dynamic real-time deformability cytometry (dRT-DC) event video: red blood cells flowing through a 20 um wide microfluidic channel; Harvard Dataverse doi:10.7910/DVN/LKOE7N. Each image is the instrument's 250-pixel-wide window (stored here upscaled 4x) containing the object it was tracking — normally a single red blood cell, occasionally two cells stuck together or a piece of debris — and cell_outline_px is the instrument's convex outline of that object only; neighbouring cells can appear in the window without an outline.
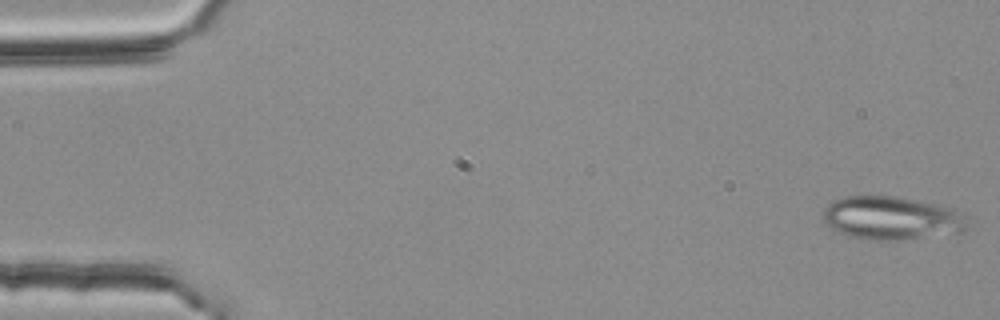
{"species": "common noctule bat (a hibernating species)", "species_latin": "Nyctalus noctula", "temperature_condition": "room temperature", "stored_images_in_passage": 53, "camera_frame_rate_fps": 3000, "um_per_image_px": 0.085, "animal": {"sex": "female", "body_mass_g": 25.1}, "frame": {"image": 1, "passage_image": 1, "time_ms": 0.0, "image_size_px": [1000, 320], "cell_outline_px": [[964, 232], [900, 240], [868, 240], [848, 236], [832, 228], [824, 220], [824, 208], [832, 200], [844, 196], [896, 196], [936, 204], [948, 208], [956, 212], [960, 216], [964, 228]], "centroid_in_image_um": [75.68, 18.54], "position_along_channel_um": 9.3, "area_um2": 35.78}}
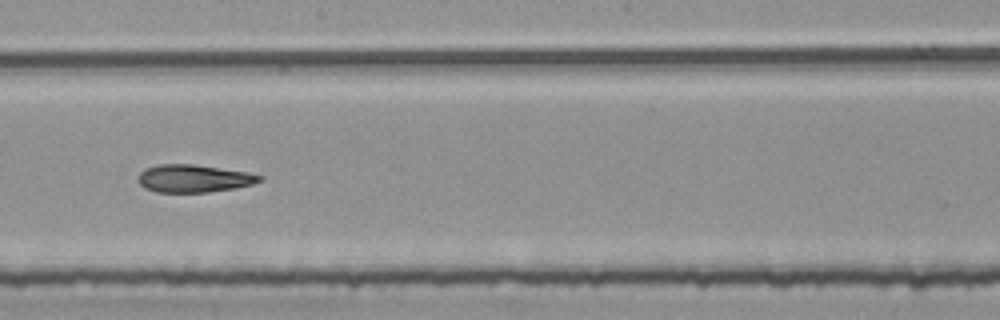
{"frame": {"image": 2, "passage_image": 30, "time_ms": 9.667, "image_size_px": [1000, 320], "cell_outline_px": [[264, 180], [252, 184], [236, 188], [208, 192], [156, 192], [144, 188], [140, 184], [140, 172], [144, 168], [160, 164], [196, 164], [248, 172], [264, 176]], "centroid_in_image_um": [16.51, 15.16], "position_along_channel_um": 231.7, "area_um2": 19.71}}
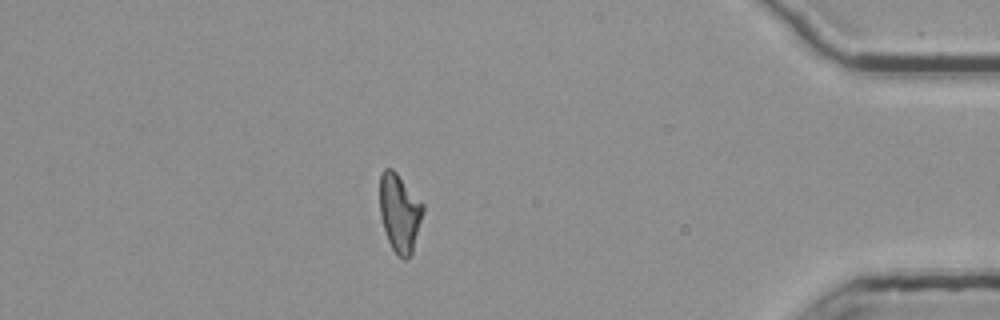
{"frame": {"image": 3, "passage_image": 47, "time_ms": 15.333, "image_size_px": [1000, 320], "cell_outline_px": [[424, 212], [412, 252], [408, 260], [404, 260], [392, 248], [388, 240], [380, 216], [380, 176], [384, 168], [392, 168], [396, 172], [424, 204]], "centroid_in_image_um": [33.98, 18.08], "position_along_channel_um": 401.2, "area_um2": 19.65}, "authors_computed_cell_mechanics": {"area_um2": 20.6924, "velocity_mm_per_s": 3.7771, "shape_relaxation_time_tau1_ms": null, "shape_relaxation_time_tau2_ms": 5.507, "deformation_change_tau1": null, "deformation_change_tau2": 0.1507}}